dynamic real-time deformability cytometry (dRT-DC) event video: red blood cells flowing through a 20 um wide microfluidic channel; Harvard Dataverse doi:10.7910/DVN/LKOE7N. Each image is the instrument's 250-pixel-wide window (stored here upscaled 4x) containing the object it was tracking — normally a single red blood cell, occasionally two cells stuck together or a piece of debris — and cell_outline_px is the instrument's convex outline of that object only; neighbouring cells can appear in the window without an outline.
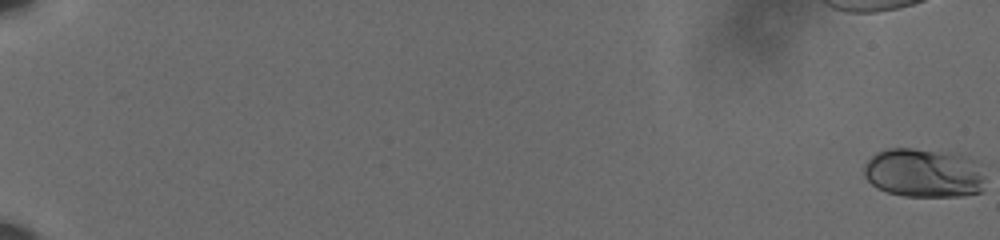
{"species": "human", "species_latin": "Homo sapiens", "temperature_condition": "cold", "stored_images_in_passage": 57, "camera_frame_rate_fps": 3000, "um_per_image_px": 0.085, "donor": {"sex": "male"}, "frame": {"image": 1, "passage_image": 1, "time_ms": 0.0, "image_size_px": [1000, 240], "cell_outline_px": [[984, 192], [960, 196], [904, 196], [888, 192], [876, 188], [864, 176], [864, 164], [876, 152], [888, 148], [912, 148], [960, 156], [972, 160], [984, 176]], "centroid_in_image_um": [78.48, 14.73], "position_along_channel_um": 6.5, "area_um2": 34.28}}
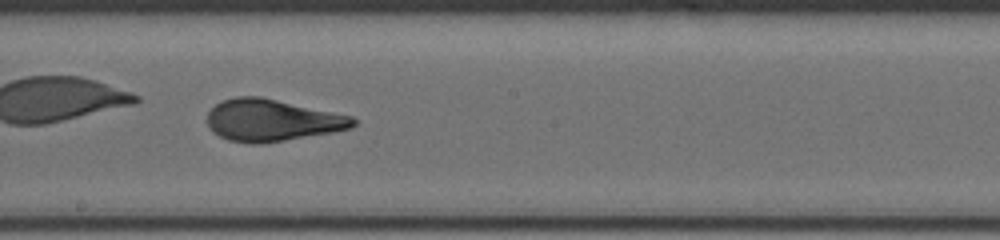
{"frame": {"image": 2, "passage_image": 39, "time_ms": 12.667, "image_size_px": [1000, 240], "cell_outline_px": [[356, 124], [352, 128], [332, 132], [260, 144], [252, 144], [228, 140], [212, 132], [208, 128], [208, 112], [216, 104], [224, 100], [236, 96], [260, 96], [352, 116], [356, 120]], "centroid_in_image_um": [23.1, 10.22], "position_along_channel_um": 225.1, "area_um2": 35.49}}
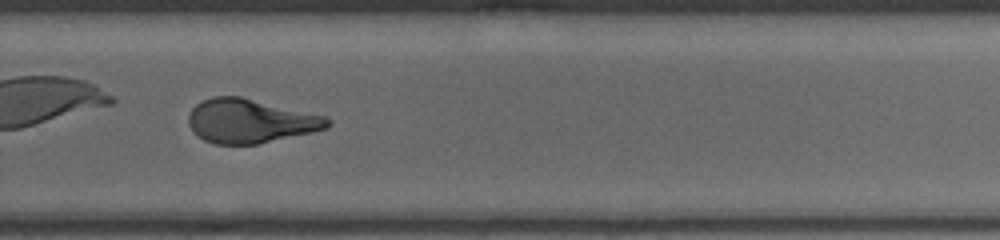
{"frame": {"image": 3, "passage_image": 46, "time_ms": 15.0, "image_size_px": [1000, 240], "cell_outline_px": [[332, 124], [328, 128], [312, 132], [256, 144], [216, 144], [204, 140], [192, 132], [188, 124], [188, 116], [192, 108], [196, 104], [212, 96], [240, 96], [328, 116], [332, 120]], "centroid_in_image_um": [21.29, 10.28], "position_along_channel_um": 308.5, "area_um2": 35.84}, "authors_computed_cell_mechanics": {"area_um2": 34.7378, "velocity_mm_per_s": 3.6028, "shape_relaxation_time_tau1_ms": 5.3814, "shape_relaxation_time_tau2_ms": null, "deformation_change_tau1": 0.1778, "deformation_change_tau2": null}}